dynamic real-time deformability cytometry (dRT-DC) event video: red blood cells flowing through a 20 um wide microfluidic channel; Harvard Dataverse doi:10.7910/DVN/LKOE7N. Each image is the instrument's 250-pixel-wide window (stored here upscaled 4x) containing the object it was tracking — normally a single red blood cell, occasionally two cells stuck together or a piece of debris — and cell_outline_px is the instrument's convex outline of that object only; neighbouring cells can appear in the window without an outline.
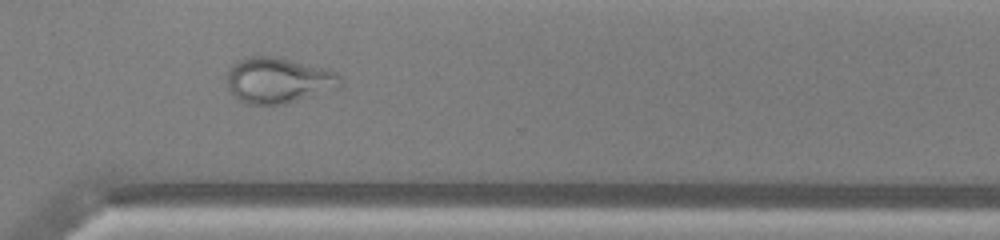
{"species": "common noctule bat (a hibernating species)", "species_latin": "Nyctalus noctula", "temperature_condition": "warm", "stored_images_in_passage": 50, "camera_frame_rate_fps": 3000, "um_per_image_px": 0.085, "animal": {"sex": "male", "body_mass_g": 13.0, "forearm_length_mm": 53.1}, "frame": {"image": 1, "passage_image": 36, "time_ms": 11.667, "image_size_px": [1000, 240], "cell_outline_px": [[344, 84], [340, 88], [300, 100], [284, 104], [248, 104], [240, 100], [228, 88], [228, 72], [232, 64], [244, 56], [272, 56], [324, 68], [336, 72], [340, 76]], "centroid_in_image_um": [23.69, 6.83], "position_along_channel_um": 346.9, "area_um2": 30.23}}